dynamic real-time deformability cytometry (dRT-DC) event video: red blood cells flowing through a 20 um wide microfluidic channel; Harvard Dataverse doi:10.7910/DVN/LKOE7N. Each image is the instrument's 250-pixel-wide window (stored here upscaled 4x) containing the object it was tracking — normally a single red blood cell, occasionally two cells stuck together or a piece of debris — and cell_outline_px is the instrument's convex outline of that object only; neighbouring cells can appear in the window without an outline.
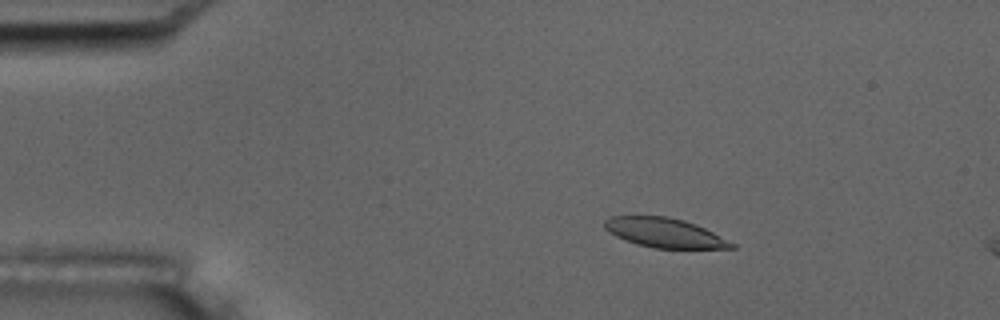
{"species": "common noctule bat (a hibernating species)", "species_latin": "Nyctalus noctula", "temperature_condition": "room temperature", "stored_images_in_passage": 5, "camera_frame_rate_fps": 3000, "um_per_image_px": 0.085, "animal": {"sex": "male", "body_mass_g": 17.5, "forearm_length_mm": 52.3}, "frame": {"image": 1, "passage_image": 3, "time_ms": 2.333, "image_size_px": [1000, 320], "cell_outline_px": [[736, 248], [652, 248], [636, 244], [624, 240], [616, 236], [604, 228], [604, 220], [608, 216], [668, 216], [684, 220], [696, 224], [736, 244]], "centroid_in_image_um": [56.46, 19.78], "position_along_channel_um": 28.5, "area_um2": 21.79}}